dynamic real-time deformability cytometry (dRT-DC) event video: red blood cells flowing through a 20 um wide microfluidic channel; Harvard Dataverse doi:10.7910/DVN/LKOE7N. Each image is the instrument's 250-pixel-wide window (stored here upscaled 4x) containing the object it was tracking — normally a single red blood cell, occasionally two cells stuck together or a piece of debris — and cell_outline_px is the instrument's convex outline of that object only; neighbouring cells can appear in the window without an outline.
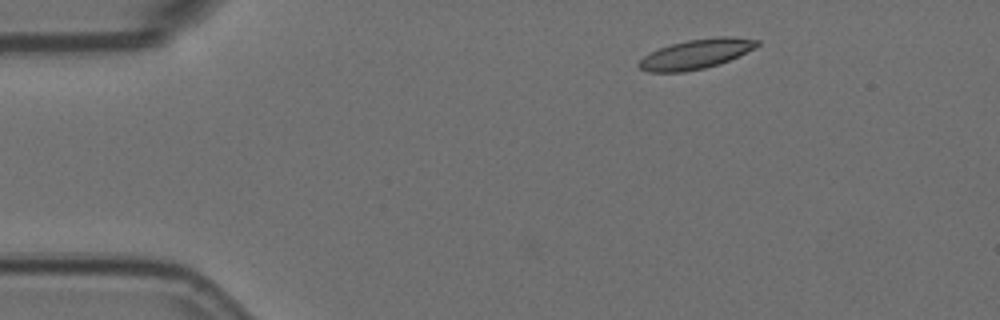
{"species": "Egyptian fruit bat (a non-hibernating species)", "species_latin": "Rousettus aegyptiacus", "temperature_condition": "room temperature", "stored_images_in_passage": 49, "camera_frame_rate_fps": 3000, "um_per_image_px": 0.085, "animal": {"sex": "female"}, "frame": {"image": 1, "passage_image": 1, "time_ms": 0.0, "image_size_px": [1000, 320], "cell_outline_px": [[760, 44], [756, 48], [720, 64], [704, 68], [684, 72], [648, 72], [640, 68], [636, 64], [644, 56], [660, 48], [672, 44], [688, 40], [720, 36], [732, 36], [760, 40]], "centroid_in_image_um": [59.2, 4.59], "position_along_channel_um": 25.8, "area_um2": 20.4}}
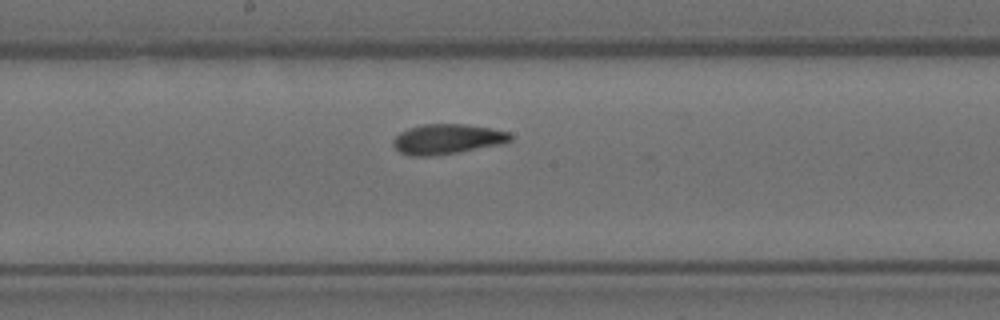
{"frame": {"image": 2, "passage_image": 22, "time_ms": 7.0, "image_size_px": [1000, 320], "cell_outline_px": [[512, 140], [504, 144], [432, 156], [412, 156], [400, 152], [392, 144], [392, 140], [400, 132], [408, 128], [420, 124], [468, 124], [492, 128], [508, 132], [512, 136]], "centroid_in_image_um": [38.02, 11.81], "position_along_channel_um": 210.2, "area_um2": 20.63}}
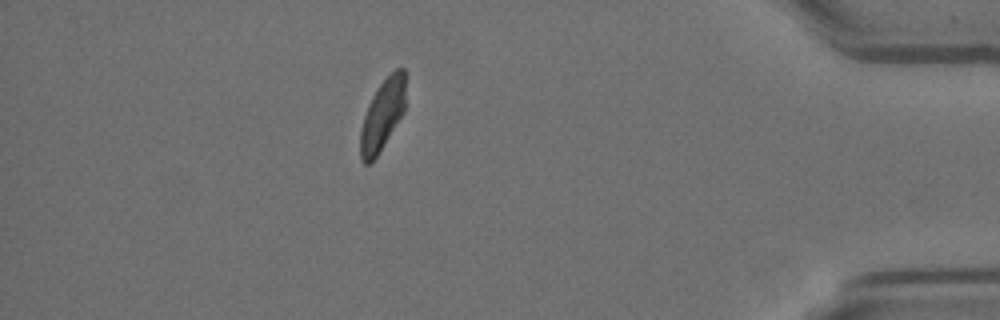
{"frame": {"image": 3, "passage_image": 42, "time_ms": 13.667, "image_size_px": [1000, 320], "cell_outline_px": [[404, 112], [376, 156], [368, 164], [364, 164], [360, 160], [360, 128], [364, 116], [372, 96], [380, 84], [396, 68], [404, 68]], "centroid_in_image_um": [32.48, 9.79], "position_along_channel_um": 402.7, "area_um2": 18.21}, "authors_computed_cell_mechanics": {"area_um2": 20.23, "velocity_mm_per_s": 3.5733, "shape_relaxation_time_tau1_ms": 8.142, "shape_relaxation_time_tau2_ms": 1.9684, "deformation_change_tau1": 0.1657, "deformation_change_tau2": 0.0729}}